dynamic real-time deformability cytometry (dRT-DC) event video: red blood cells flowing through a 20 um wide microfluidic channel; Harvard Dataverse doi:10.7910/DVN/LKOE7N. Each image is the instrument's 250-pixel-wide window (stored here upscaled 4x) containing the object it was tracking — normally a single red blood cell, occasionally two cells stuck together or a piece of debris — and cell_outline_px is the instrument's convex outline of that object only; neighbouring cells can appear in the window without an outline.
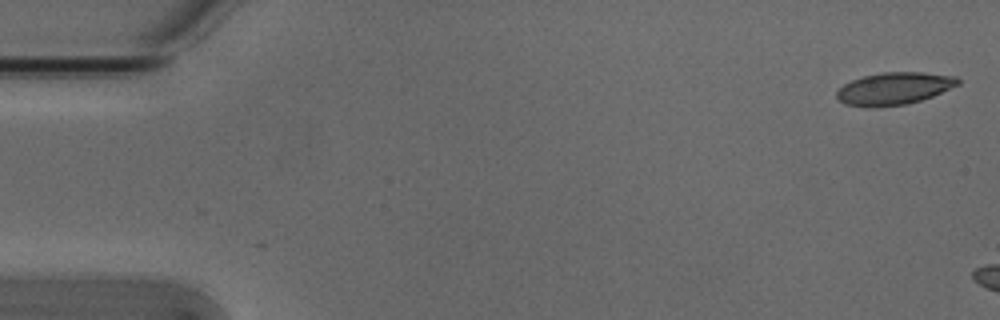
{"species": "Egyptian fruit bat (a non-hibernating species)", "species_latin": "Rousettus aegyptiacus", "temperature_condition": "cold", "stored_images_in_passage": 2, "camera_frame_rate_fps": 3000, "um_per_image_px": 0.085, "animal": {"sex": "male"}, "frame": {"image": 1, "passage_image": 2, "time_ms": 0.333, "image_size_px": [1000, 320], "cell_outline_px": [[960, 84], [932, 96], [908, 104], [876, 108], [868, 108], [844, 104], [836, 96], [836, 92], [844, 84], [852, 80], [864, 76], [884, 72], [920, 72], [956, 76], [960, 80]], "centroid_in_image_um": [75.99, 7.54], "position_along_channel_um": 9.0, "area_um2": 22.95}}